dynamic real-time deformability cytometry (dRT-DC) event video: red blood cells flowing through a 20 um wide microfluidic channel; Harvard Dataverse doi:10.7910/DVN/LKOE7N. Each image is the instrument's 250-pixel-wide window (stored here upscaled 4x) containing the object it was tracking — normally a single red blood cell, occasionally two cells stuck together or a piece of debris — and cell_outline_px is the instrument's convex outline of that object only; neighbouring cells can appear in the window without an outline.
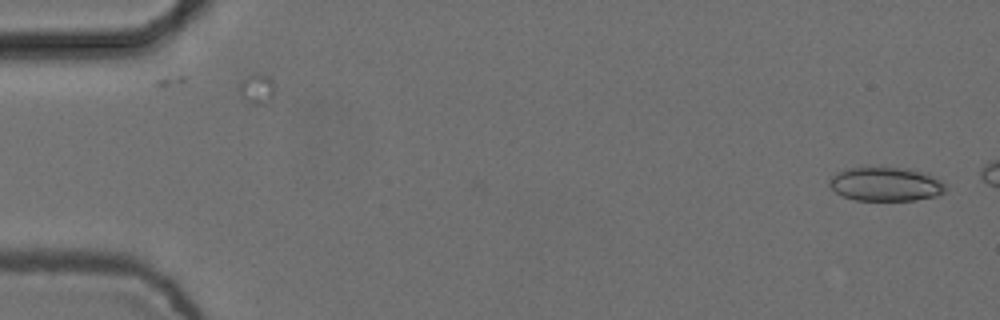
{"species": "common noctule bat (a hibernating species)", "species_latin": "Nyctalus noctula", "temperature_condition": "cold", "stored_images_in_passage": 2, "camera_frame_rate_fps": 3000, "um_per_image_px": 0.085, "animal": {"sex": "female", "body_mass_g": 24.6, "forearm_length_mm": 56.2}, "frame": {"image": 1, "passage_image": 2, "time_ms": 0.333, "image_size_px": [1000, 320], "cell_outline_px": [[944, 192], [936, 196], [916, 200], [856, 200], [844, 196], [836, 192], [828, 184], [828, 180], [836, 172], [844, 168], [908, 168], [928, 172], [940, 180], [944, 184]], "centroid_in_image_um": [75.28, 15.64], "position_along_channel_um": 9.7, "area_um2": 23.0}}